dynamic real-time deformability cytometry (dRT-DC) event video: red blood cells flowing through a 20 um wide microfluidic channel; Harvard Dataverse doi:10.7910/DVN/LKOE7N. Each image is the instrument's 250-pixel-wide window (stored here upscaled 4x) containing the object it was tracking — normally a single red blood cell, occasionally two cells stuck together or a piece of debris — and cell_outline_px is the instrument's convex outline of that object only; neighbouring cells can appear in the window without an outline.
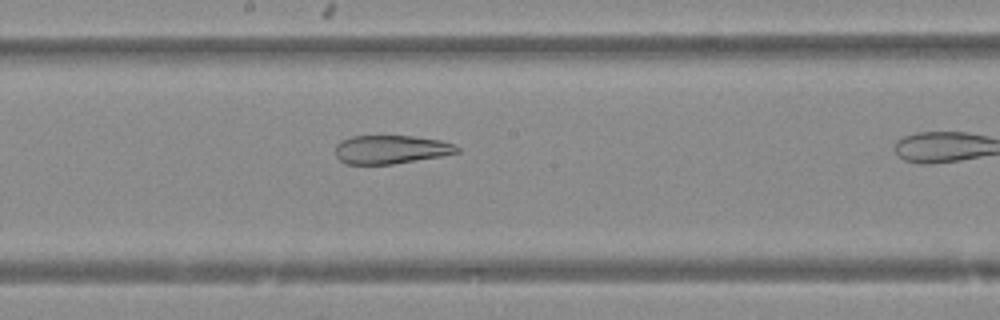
{"species": "Egyptian fruit bat (a non-hibernating species)", "species_latin": "Rousettus aegyptiacus", "temperature_condition": "warm", "stored_images_in_passage": 24, "camera_frame_rate_fps": 3000, "um_per_image_px": 0.085, "animal": {"sex": "female"}, "frame": {"image": 1, "passage_image": 17, "time_ms": 5.333, "image_size_px": [1000, 320], "cell_outline_px": [[460, 152], [440, 156], [392, 164], [348, 164], [340, 160], [336, 156], [336, 144], [340, 140], [352, 136], [412, 136], [440, 140], [452, 144], [460, 148]], "centroid_in_image_um": [33.21, 12.7], "position_along_channel_um": 215.0, "area_um2": 20.11}}